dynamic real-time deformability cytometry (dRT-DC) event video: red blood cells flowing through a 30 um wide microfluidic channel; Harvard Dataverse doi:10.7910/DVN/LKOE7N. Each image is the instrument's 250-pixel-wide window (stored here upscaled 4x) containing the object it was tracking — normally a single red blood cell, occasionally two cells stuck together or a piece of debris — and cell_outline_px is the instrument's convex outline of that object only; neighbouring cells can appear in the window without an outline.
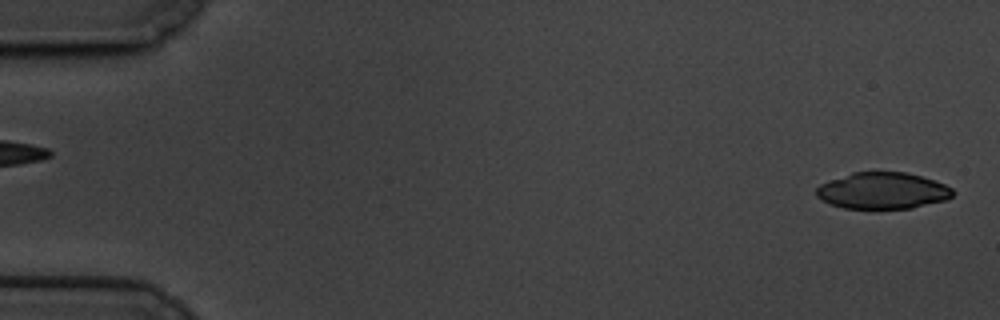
{"species": "common noctule bat (a hibernating species)", "species_latin": "Nyctalus noctula", "temperature_condition": "cold", "stored_images_in_passage": 55, "camera_frame_rate_fps": 3000, "um_per_image_px": 0.085, "animal": {"sex": "male", "body_mass_g": 19.5, "forearm_length_mm": 54.6}, "frame": {"image": 1, "passage_image": 1, "time_ms": 0.0, "image_size_px": [1000, 320], "cell_outline_px": [[956, 192], [952, 196], [944, 200], [912, 208], [844, 208], [832, 204], [816, 196], [816, 188], [820, 184], [852, 172], [908, 172], [936, 180], [952, 188]], "centroid_in_image_um": [75.06, 16.2], "position_along_channel_um": 9.9, "area_um2": 28.9}}